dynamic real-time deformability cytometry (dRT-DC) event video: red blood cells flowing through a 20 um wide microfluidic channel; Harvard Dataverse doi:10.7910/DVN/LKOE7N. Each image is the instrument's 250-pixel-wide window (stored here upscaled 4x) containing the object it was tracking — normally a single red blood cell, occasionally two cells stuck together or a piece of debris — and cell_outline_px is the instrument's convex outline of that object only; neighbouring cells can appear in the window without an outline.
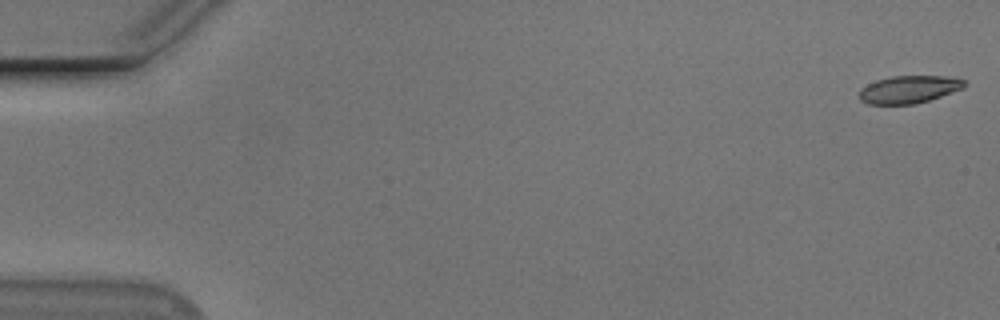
{"species": "Egyptian fruit bat (a non-hibernating species)", "species_latin": "Rousettus aegyptiacus", "temperature_condition": "cold", "stored_images_in_passage": 11, "camera_frame_rate_fps": 3000, "um_per_image_px": 0.085, "animal": {"sex": "male"}, "frame": {"image": 1, "passage_image": 1, "time_ms": 0.0, "image_size_px": [1000, 320], "cell_outline_px": [[968, 84], [964, 88], [916, 104], [868, 104], [860, 100], [860, 88], [876, 80], [892, 76], [944, 76], [964, 80]], "centroid_in_image_um": [77.26, 7.6], "position_along_channel_um": 7.7, "area_um2": 16.82}}